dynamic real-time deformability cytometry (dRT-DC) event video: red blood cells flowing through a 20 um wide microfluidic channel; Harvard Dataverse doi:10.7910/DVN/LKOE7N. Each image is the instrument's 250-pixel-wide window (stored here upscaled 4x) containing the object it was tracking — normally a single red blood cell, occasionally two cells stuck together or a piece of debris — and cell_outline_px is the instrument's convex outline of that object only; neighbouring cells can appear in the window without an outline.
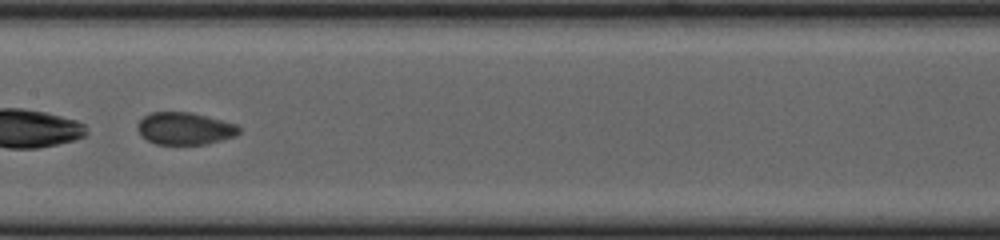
{"species": "common noctule bat (a hibernating species)", "species_latin": "Nyctalus noctula", "temperature_condition": "cold", "stored_images_in_passage": 39, "camera_frame_rate_fps": 3000, "um_per_image_px": 0.085, "animal": {"sex": "female", "body_mass_g": 23.0, "forearm_length_mm": 53.4}, "frame": {"image": 1, "passage_image": 17, "time_ms": 5.333, "image_size_px": [1000, 240], "cell_outline_px": [[240, 132], [236, 136], [204, 144], [156, 144], [148, 140], [136, 128], [136, 124], [144, 116], [152, 112], [192, 112], [236, 124], [240, 128]], "centroid_in_image_um": [15.71, 10.91], "position_along_channel_um": 191.7, "area_um2": 18.96}, "authors_computed_cell_mechanics": {"area_um2": 19.5364, "velocity_mm_per_s": 3.6489, "shape_relaxation_time_tau1_ms": 0.1327, "shape_relaxation_time_tau2_ms": 0.8482, "deformation_change_tau1": 0.2513, "deformation_change_tau2": 0.0616}}